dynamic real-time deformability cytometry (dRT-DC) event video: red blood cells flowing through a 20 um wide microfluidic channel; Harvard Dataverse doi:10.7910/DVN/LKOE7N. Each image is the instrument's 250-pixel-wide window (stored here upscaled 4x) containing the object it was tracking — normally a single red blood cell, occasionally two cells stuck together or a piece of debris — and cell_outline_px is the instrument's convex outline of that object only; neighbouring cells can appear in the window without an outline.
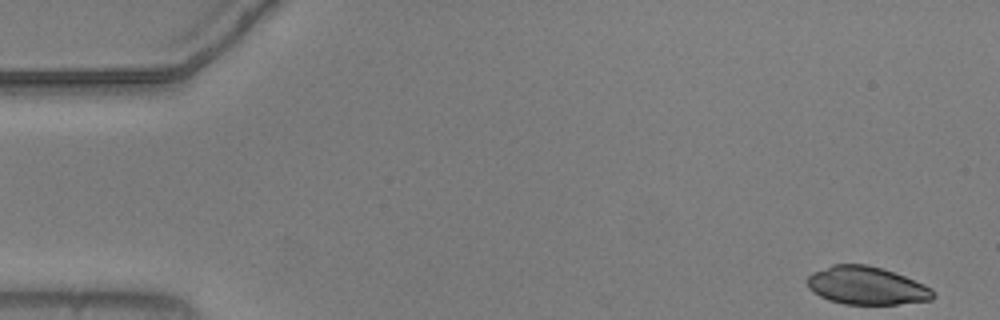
{"species": "common noctule bat (a hibernating species)", "species_latin": "Nyctalus noctula", "temperature_condition": "warm", "stored_images_in_passage": 6, "camera_frame_rate_fps": 3000, "um_per_image_px": 0.085, "animal": {"sex": "male", "body_mass_g": 20.5, "forearm_length_mm": 52.5}, "frame": {"image": 1, "passage_image": 1, "time_ms": 0.0, "image_size_px": [1000, 320], "cell_outline_px": [[936, 296], [932, 300], [896, 304], [844, 304], [828, 300], [812, 292], [808, 288], [808, 276], [812, 272], [832, 264], [868, 264], [904, 276], [924, 284], [932, 288]], "centroid_in_image_um": [73.65, 24.28], "position_along_channel_um": 11.4, "area_um2": 27.92}}